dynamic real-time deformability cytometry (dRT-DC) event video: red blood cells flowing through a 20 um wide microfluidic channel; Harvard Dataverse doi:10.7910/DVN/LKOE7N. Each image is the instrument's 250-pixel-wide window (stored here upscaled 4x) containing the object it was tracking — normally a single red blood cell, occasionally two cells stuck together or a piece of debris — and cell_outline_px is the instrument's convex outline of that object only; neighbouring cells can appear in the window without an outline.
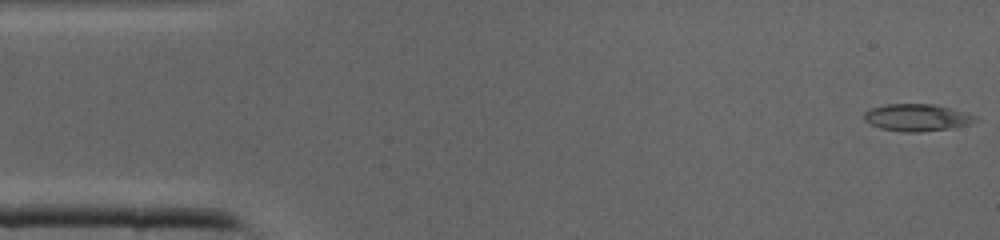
{"species": "common noctule bat (a hibernating species)", "species_latin": "Nyctalus noctula", "temperature_condition": "cold", "stored_images_in_passage": 38, "camera_frame_rate_fps": 3000, "um_per_image_px": 0.085, "animal": {"sex": "male", "body_mass_g": 19.0, "forearm_length_mm": 50.8}, "frame": {"image": 1, "passage_image": 1, "time_ms": 0.0, "image_size_px": [1000, 240], "cell_outline_px": [[980, 120], [968, 124], [952, 128], [920, 132], [904, 132], [880, 128], [868, 124], [864, 120], [864, 112], [872, 108], [888, 104], [932, 104], [964, 112], [976, 116]], "centroid_in_image_um": [77.92, 10.0], "position_along_channel_um": 7.1, "area_um2": 17.51}}
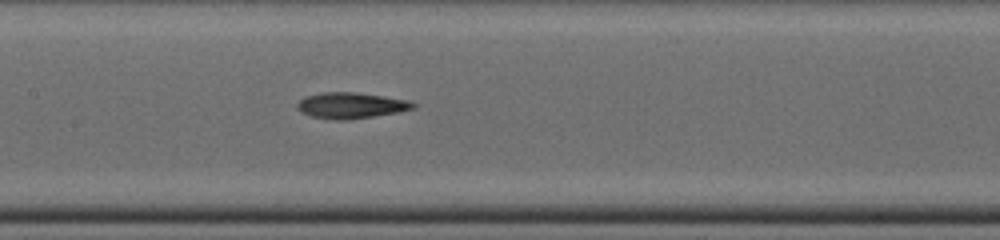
{"frame": {"image": 2, "passage_image": 19, "time_ms": 6.0, "image_size_px": [1000, 240], "cell_outline_px": [[416, 108], [400, 112], [348, 120], [336, 120], [312, 116], [296, 108], [296, 104], [304, 96], [324, 92], [356, 92], [384, 96], [408, 100], [416, 104]], "centroid_in_image_um": [29.86, 8.96], "position_along_channel_um": 177.5, "area_um2": 17.57}}
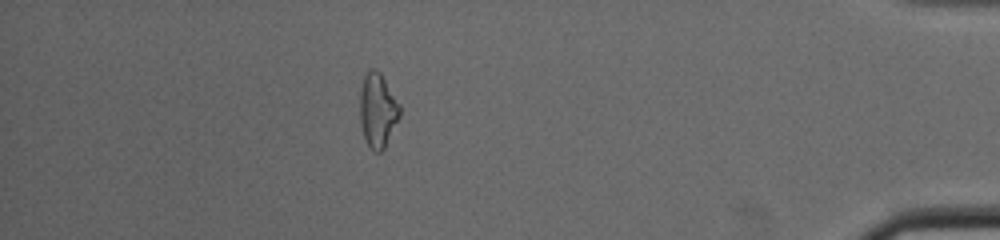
{"frame": {"image": 3, "passage_image": 36, "time_ms": 11.667, "image_size_px": [1000, 240], "cell_outline_px": [[400, 116], [384, 148], [380, 152], [372, 152], [364, 136], [360, 120], [360, 92], [364, 76], [368, 68], [376, 68], [380, 72], [400, 104]], "centroid_in_image_um": [32.1, 9.35], "position_along_channel_um": 403.1, "area_um2": 17.22}}